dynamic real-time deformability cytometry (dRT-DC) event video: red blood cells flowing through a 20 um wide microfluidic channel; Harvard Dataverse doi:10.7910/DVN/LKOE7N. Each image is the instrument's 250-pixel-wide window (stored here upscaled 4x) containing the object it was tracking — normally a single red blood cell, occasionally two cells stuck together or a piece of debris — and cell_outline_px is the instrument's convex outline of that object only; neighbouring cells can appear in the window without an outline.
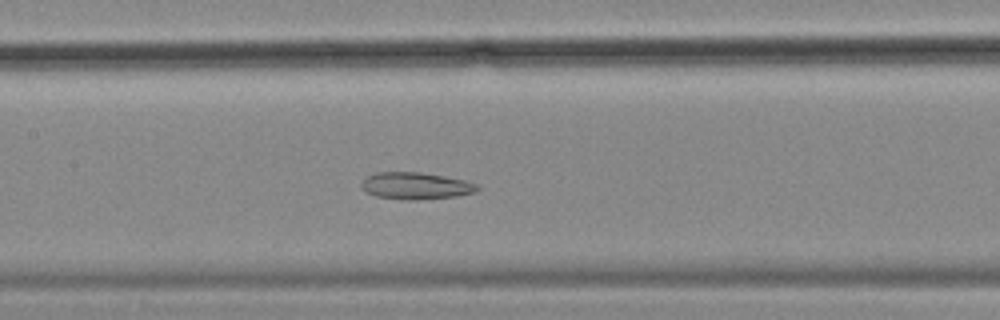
{"species": "common noctule bat (a hibernating species)", "species_latin": "Nyctalus noctula", "temperature_condition": "cold", "stored_images_in_passage": 42, "camera_frame_rate_fps": 3000, "um_per_image_px": 0.085, "animal": {"sex": "female", "body_mass_g": 18.4}, "frame": {"image": 1, "passage_image": 23, "time_ms": 7.333, "image_size_px": [1000, 320], "cell_outline_px": [[480, 188], [476, 192], [456, 196], [412, 200], [408, 200], [376, 196], [364, 192], [360, 184], [368, 176], [376, 172], [420, 172], [444, 176], [464, 180], [476, 184]], "centroid_in_image_um": [35.32, 15.79], "position_along_channel_um": 172.1, "area_um2": 18.09}}
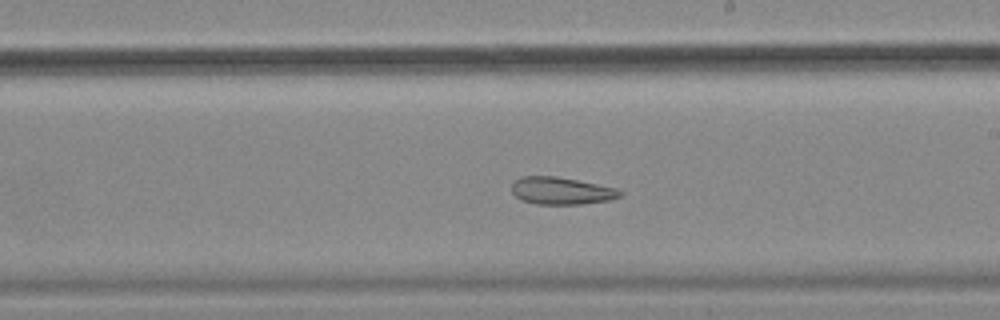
{"frame": {"image": 2, "passage_image": 29, "time_ms": 9.333, "image_size_px": [1000, 320], "cell_outline_px": [[624, 192], [620, 196], [608, 200], [580, 204], [536, 204], [520, 200], [512, 192], [512, 180], [520, 176], [556, 176], [616, 188]], "centroid_in_image_um": [47.65, 16.21], "position_along_channel_um": 241.3, "area_um2": 17.22}}
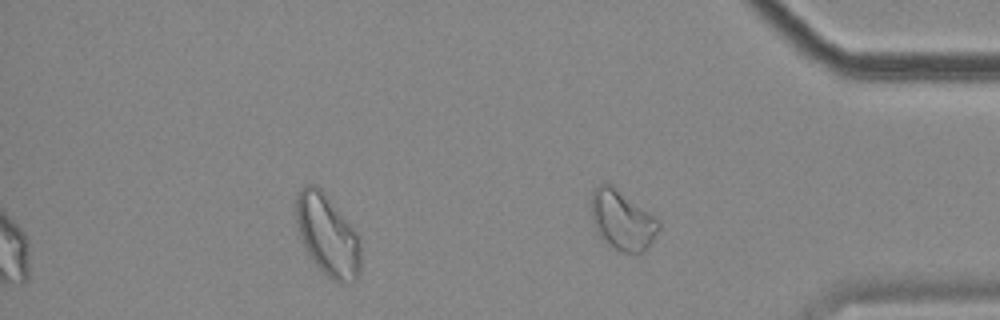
{"frame": {"image": 3, "passage_image": 42, "time_ms": 13.667, "image_size_px": [1000, 320], "cell_outline_px": [[660, 228], [644, 252], [620, 252], [604, 240], [596, 232], [592, 220], [588, 204], [592, 192], [600, 184], [612, 184], [656, 216], [660, 220]], "centroid_in_image_um": [52.87, 18.68], "position_along_channel_um": 382.3, "area_um2": 23.76}, "authors_computed_cell_mechanics": {"area_um2": 20.2589, "velocity_mm_per_s": 3.4796, "shape_relaxation_time_tau1_ms": null, "shape_relaxation_time_tau2_ms": 2.5961, "deformation_change_tau1": null, "deformation_change_tau2": 0.1004}}